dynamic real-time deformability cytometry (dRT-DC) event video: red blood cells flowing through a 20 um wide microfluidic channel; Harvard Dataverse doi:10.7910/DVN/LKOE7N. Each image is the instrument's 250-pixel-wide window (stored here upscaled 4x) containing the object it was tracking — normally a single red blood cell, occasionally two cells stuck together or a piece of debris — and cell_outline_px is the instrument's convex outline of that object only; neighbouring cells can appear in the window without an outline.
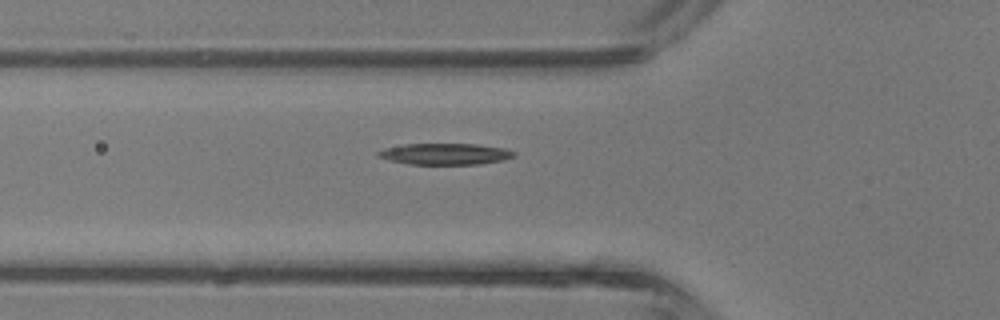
{"species": "common noctule bat (a hibernating species)", "species_latin": "Nyctalus noctula", "temperature_condition": "room temperature", "stored_images_in_passage": 31, "camera_frame_rate_fps": 3000, "um_per_image_px": 0.085, "animal": {"sex": "male", "body_mass_g": 13.3}, "frame": {"image": 1, "passage_image": 7, "time_ms": 2.0, "image_size_px": [1000, 320], "cell_outline_px": [[516, 156], [504, 160], [480, 164], [408, 164], [376, 156], [376, 152], [384, 148], [404, 144], [476, 144], [504, 148], [516, 152]], "centroid_in_image_um": [37.86, 13.08], "position_along_channel_um": 87.9, "area_um2": 16.88}}
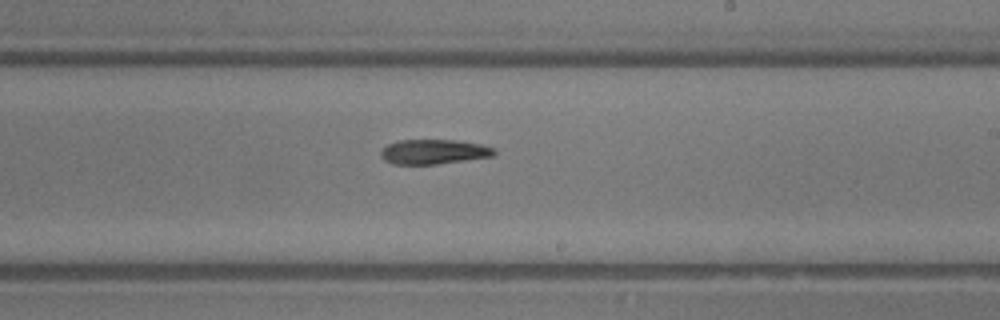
{"frame": {"image": 2, "passage_image": 17, "time_ms": 5.333, "image_size_px": [1000, 320], "cell_outline_px": [[496, 152], [492, 156], [436, 164], [392, 164], [384, 160], [380, 156], [380, 152], [388, 144], [400, 140], [456, 140], [480, 144], [492, 148]], "centroid_in_image_um": [36.82, 12.9], "position_along_channel_um": 252.2, "area_um2": 16.13}}
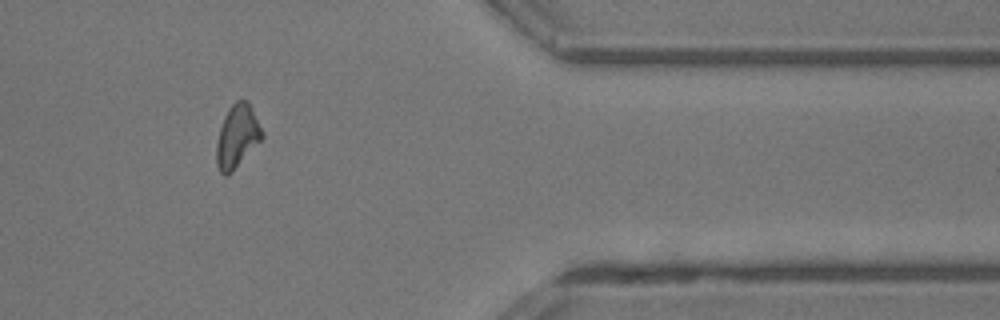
{"frame": {"image": 3, "passage_image": 27, "time_ms": 8.667, "image_size_px": [1000, 320], "cell_outline_px": [[264, 136], [232, 172], [228, 176], [224, 176], [220, 172], [216, 164], [216, 144], [220, 128], [224, 116], [228, 108], [236, 100], [248, 100], [264, 132]], "centroid_in_image_um": [20.15, 11.58], "position_along_channel_um": 391.2, "area_um2": 16.82}, "authors_computed_cell_mechanics": {"area_um2": 16.8776, "velocity_mm_per_s": 4.9096, "shape_relaxation_time_tau1_ms": 2.4035, "shape_relaxation_time_tau2_ms": null, "deformation_change_tau1": 0.1243, "deformation_change_tau2": null}}